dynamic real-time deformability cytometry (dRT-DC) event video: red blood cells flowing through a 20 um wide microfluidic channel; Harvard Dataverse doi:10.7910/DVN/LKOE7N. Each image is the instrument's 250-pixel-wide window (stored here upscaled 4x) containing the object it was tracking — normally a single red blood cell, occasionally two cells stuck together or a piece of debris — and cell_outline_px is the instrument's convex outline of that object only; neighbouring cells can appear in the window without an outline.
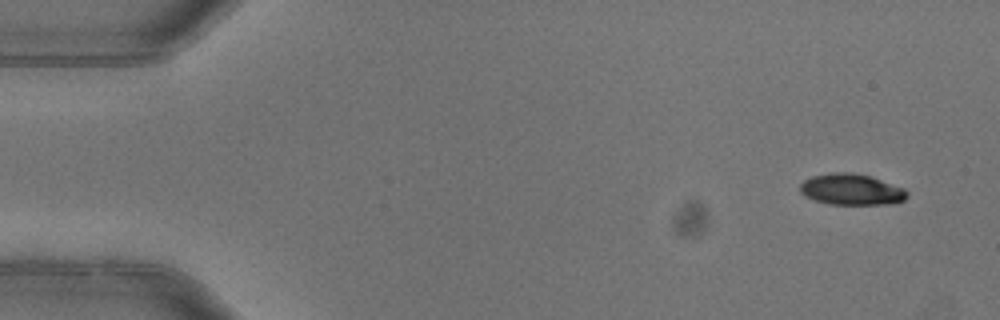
{"species": "common noctule bat (a hibernating species)", "species_latin": "Nyctalus noctula", "temperature_condition": "warm", "stored_images_in_passage": 4, "camera_frame_rate_fps": 3000, "um_per_image_px": 0.085, "animal": {"sex": "female"}, "frame": {"image": 1, "passage_image": 1, "time_ms": 0.0, "image_size_px": [1000, 320], "cell_outline_px": [[908, 196], [904, 200], [888, 204], [828, 204], [804, 196], [800, 192], [800, 184], [804, 180], [812, 176], [832, 172], [852, 172], [872, 176], [904, 188], [908, 192]], "centroid_in_image_um": [72.37, 16.09], "position_along_channel_um": 12.6, "area_um2": 19.54}}
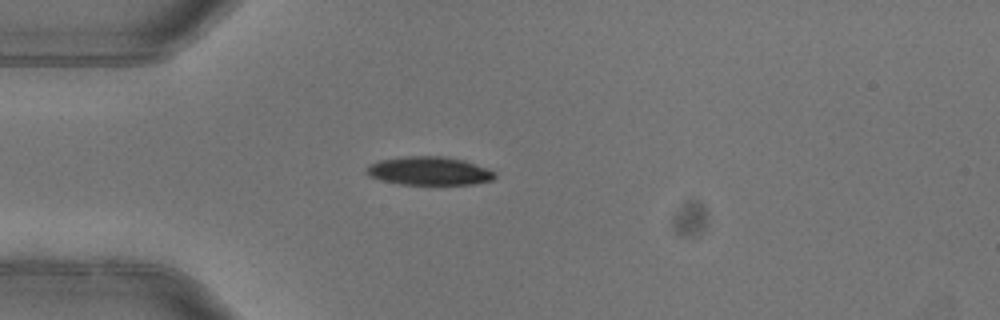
{"frame": {"image": 2, "passage_image": 4, "time_ms": 1.0, "image_size_px": [1000, 320], "cell_outline_px": [[496, 176], [492, 180], [472, 184], [400, 184], [380, 180], [368, 176], [364, 172], [364, 168], [368, 164], [380, 160], [404, 156], [444, 156], [464, 160], [488, 168], [496, 172]], "centroid_in_image_um": [36.44, 14.52], "position_along_channel_um": 48.6, "area_um2": 21.5}}